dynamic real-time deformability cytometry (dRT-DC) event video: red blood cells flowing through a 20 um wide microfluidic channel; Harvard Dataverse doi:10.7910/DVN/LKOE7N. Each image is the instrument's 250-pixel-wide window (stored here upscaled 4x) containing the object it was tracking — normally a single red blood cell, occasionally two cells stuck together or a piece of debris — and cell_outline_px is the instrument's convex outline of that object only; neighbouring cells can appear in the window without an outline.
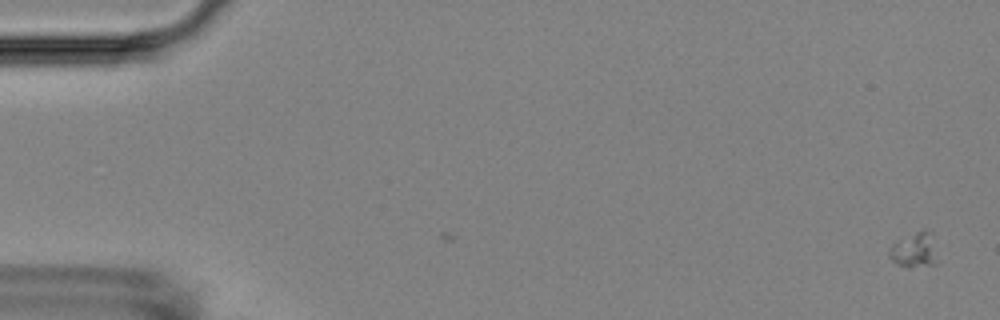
{"species": "Egyptian fruit bat (a non-hibernating species)", "species_latin": "Rousettus aegyptiacus", "temperature_condition": "room temperature", "stored_images_in_passage": 6, "camera_frame_rate_fps": 3000, "um_per_image_px": 0.085, "animal": {"sex": "female"}, "frame": {"image": 1, "passage_image": 1, "time_ms": 0.0, "image_size_px": [1000, 320], "cell_outline_px": [[940, 260], [936, 264], [908, 268], [896, 264], [888, 256], [888, 248], [892, 244], [916, 232], [932, 232]], "centroid_in_image_um": [77.77, 21.31], "position_along_channel_um": 7.2, "area_um2": 10.06}}